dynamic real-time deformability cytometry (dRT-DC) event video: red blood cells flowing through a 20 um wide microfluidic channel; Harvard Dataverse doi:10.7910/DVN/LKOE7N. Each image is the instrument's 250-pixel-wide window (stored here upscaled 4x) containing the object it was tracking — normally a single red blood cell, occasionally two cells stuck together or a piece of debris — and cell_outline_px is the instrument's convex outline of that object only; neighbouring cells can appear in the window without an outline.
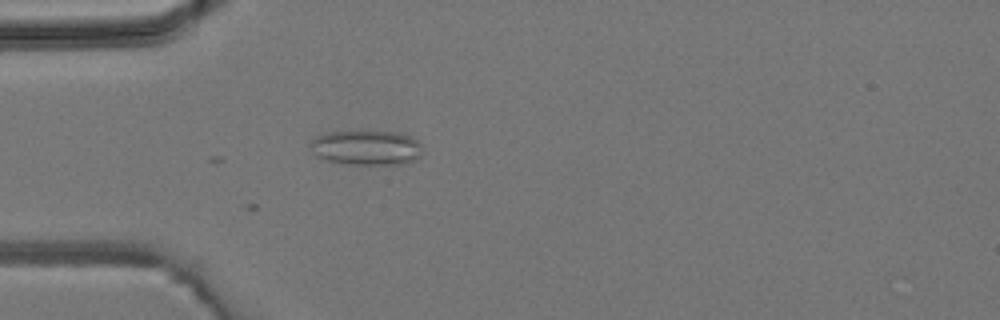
{"species": "common noctule bat (a hibernating species)", "species_latin": "Nyctalus noctula", "temperature_condition": "room temperature", "stored_images_in_passage": 4, "camera_frame_rate_fps": 3000, "um_per_image_px": 0.085, "animal": {"sex": "male", "body_mass_g": 19.2, "forearm_length_mm": 51.8}, "frame": {"image": 1, "passage_image": 4, "time_ms": 3.333, "image_size_px": [1000, 320], "cell_outline_px": [[420, 156], [416, 160], [404, 164], [348, 164], [328, 160], [316, 156], [312, 152], [312, 140], [316, 136], [332, 132], [360, 128], [400, 132], [416, 140], [420, 144]], "centroid_in_image_um": [31.15, 12.5], "position_along_channel_um": 53.8, "area_um2": 23.35}}